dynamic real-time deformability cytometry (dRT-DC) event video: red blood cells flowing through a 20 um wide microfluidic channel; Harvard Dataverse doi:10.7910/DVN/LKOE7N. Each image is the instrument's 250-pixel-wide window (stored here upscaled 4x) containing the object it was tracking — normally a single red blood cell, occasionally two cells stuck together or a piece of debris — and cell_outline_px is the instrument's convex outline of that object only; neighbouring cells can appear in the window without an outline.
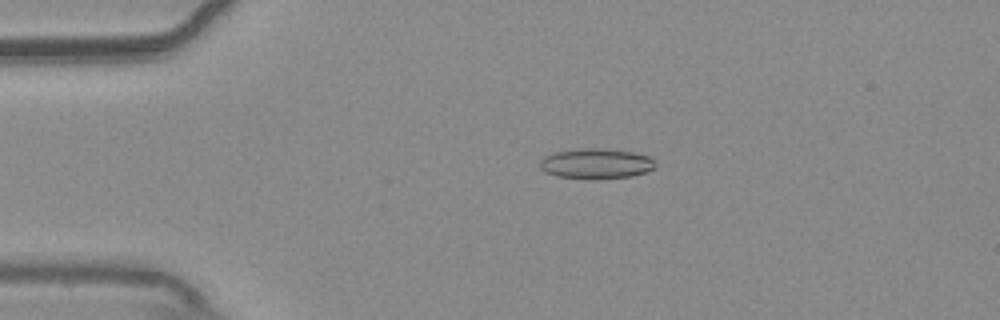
{"species": "common noctule bat (a hibernating species)", "species_latin": "Nyctalus noctula", "temperature_condition": "warm", "stored_images_in_passage": 54, "camera_frame_rate_fps": 3000, "um_per_image_px": 0.085, "animal": {"sex": "male", "body_mass_g": 20.4}, "frame": {"image": 1, "passage_image": 12, "time_ms": 3.667, "image_size_px": [1000, 320], "cell_outline_px": [[656, 168], [632, 176], [596, 180], [556, 176], [544, 172], [540, 168], [540, 160], [544, 156], [556, 152], [584, 148], [600, 148], [632, 152], [648, 156], [656, 160]], "centroid_in_image_um": [50.68, 13.92], "position_along_channel_um": 34.3, "area_um2": 20.58}}
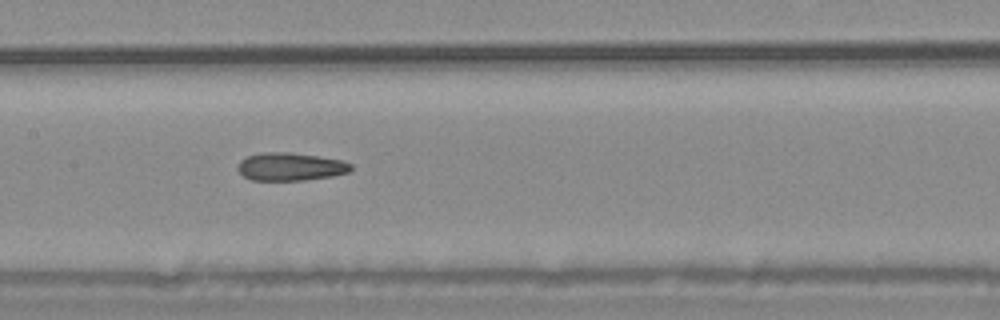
{"frame": {"image": 2, "passage_image": 27, "time_ms": 8.667, "image_size_px": [1000, 320], "cell_outline_px": [[352, 168], [348, 172], [332, 176], [304, 180], [252, 180], [244, 176], [236, 168], [240, 160], [248, 156], [260, 152], [292, 152], [340, 160], [352, 164]], "centroid_in_image_um": [24.66, 14.16], "position_along_channel_um": 182.7, "area_um2": 18.38}}
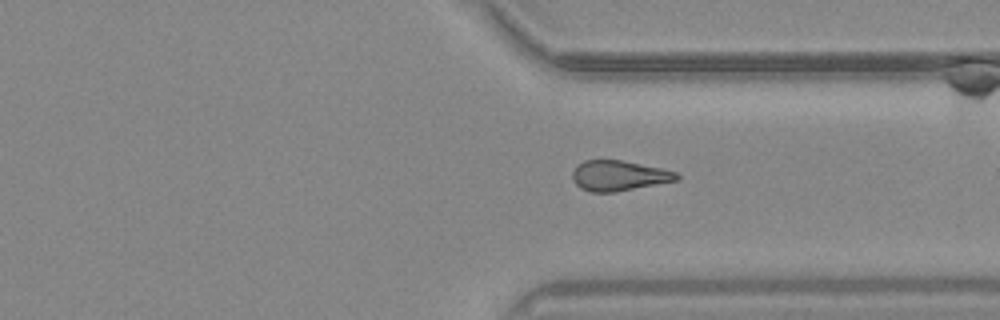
{"frame": {"image": 3, "passage_image": 41, "time_ms": 13.333, "image_size_px": [1000, 320], "cell_outline_px": [[680, 180], [616, 192], [592, 192], [580, 188], [572, 180], [572, 172], [584, 160], [620, 160], [660, 168], [676, 172], [680, 176]], "centroid_in_image_um": [52.62, 14.94], "position_along_channel_um": 358.8, "area_um2": 18.32}, "authors_computed_cell_mechanics": {"area_um2": 18.9873, "velocity_mm_per_s": 3.7845, "shape_relaxation_time_tau1_ms": null, "shape_relaxation_time_tau2_ms": 4.779, "deformation_change_tau1": null, "deformation_change_tau2": 0.1479}}